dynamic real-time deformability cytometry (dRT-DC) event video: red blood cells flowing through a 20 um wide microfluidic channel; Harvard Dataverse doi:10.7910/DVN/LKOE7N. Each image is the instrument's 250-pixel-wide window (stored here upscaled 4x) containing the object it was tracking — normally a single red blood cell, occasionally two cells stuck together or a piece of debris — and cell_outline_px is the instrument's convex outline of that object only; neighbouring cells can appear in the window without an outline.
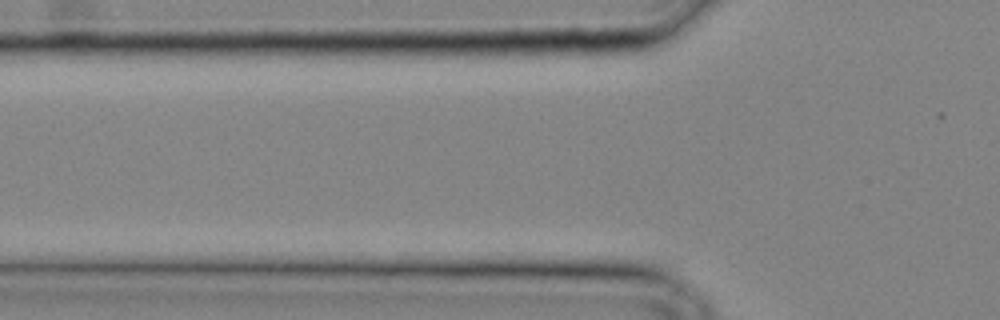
{"species": "common noctule bat (a hibernating species)", "species_latin": "Nyctalus noctula", "temperature_condition": "cold", "stored_images_in_passage": 5, "camera_frame_rate_fps": 3000, "um_per_image_px": 0.085, "animal": {"sex": "male", "body_mass_g": 20.4}, "frame": {"image": 1, "passage_image": 2, "time_ms": 0.333, "image_size_px": [1000, 320], "cell_outline_px": [[608, 220], [604, 224], [596, 228], [488, 228], [460, 224], [460, 220], [476, 216], [592, 216]], "centroid_in_image_um": [45.43, 18.86], "position_along_channel_um": 80.4, "area_um2": 11.68}}